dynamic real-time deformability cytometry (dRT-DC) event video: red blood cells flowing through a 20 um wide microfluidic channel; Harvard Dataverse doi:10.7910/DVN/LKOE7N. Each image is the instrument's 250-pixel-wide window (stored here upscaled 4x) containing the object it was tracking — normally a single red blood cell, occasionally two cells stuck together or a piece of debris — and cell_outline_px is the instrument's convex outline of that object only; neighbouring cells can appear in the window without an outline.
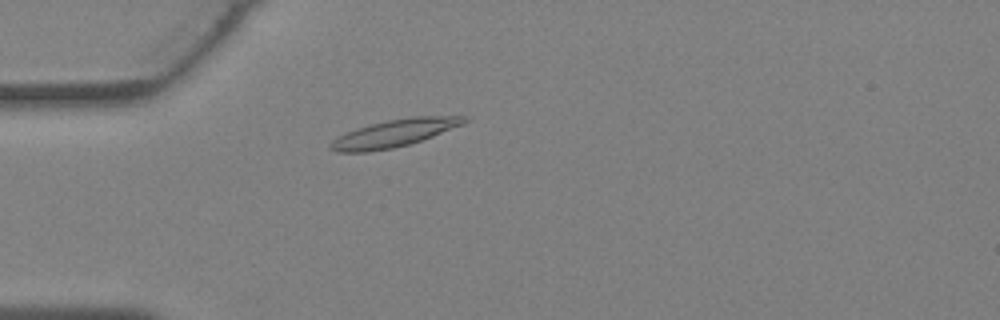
{"species": "Egyptian fruit bat (a non-hibernating species)", "species_latin": "Rousettus aegyptiacus", "temperature_condition": "warm", "stored_images_in_passage": 30, "camera_frame_rate_fps": 3000, "um_per_image_px": 0.085, "animal": {"sex": "female"}, "frame": {"image": 1, "passage_image": 3, "time_ms": 0.667, "image_size_px": [1000, 320], "cell_outline_px": [[468, 120], [464, 124], [432, 136], [408, 144], [392, 148], [368, 152], [336, 152], [328, 148], [328, 144], [336, 136], [356, 128], [368, 124], [388, 120], [412, 116], [468, 116]], "centroid_in_image_um": [33.46, 11.32], "position_along_channel_um": 51.5, "area_um2": 21.44}}
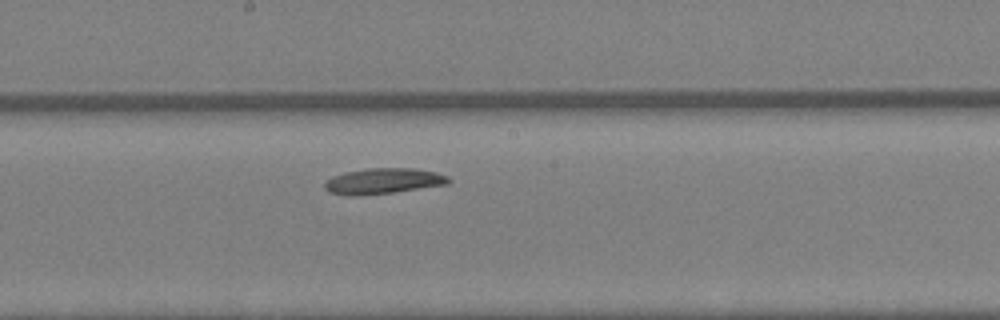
{"frame": {"image": 2, "passage_image": 13, "time_ms": 4.0, "image_size_px": [1000, 320], "cell_outline_px": [[452, 180], [448, 184], [392, 192], [356, 196], [348, 196], [328, 192], [324, 188], [324, 184], [332, 176], [344, 172], [368, 168], [416, 168], [436, 172], [448, 176]], "centroid_in_image_um": [32.56, 15.38], "position_along_channel_um": 215.6, "area_um2": 18.61}}
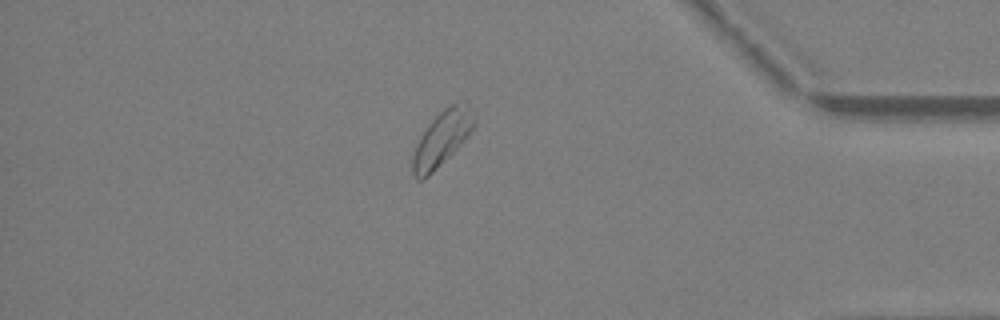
{"frame": {"image": 3, "passage_image": 25, "time_ms": 8.0, "image_size_px": [1000, 320], "cell_outline_px": [[476, 124], [472, 132], [424, 180], [416, 180], [412, 176], [412, 156], [416, 144], [424, 128], [444, 108], [452, 104], [464, 100], [468, 100], [476, 112]], "centroid_in_image_um": [37.61, 11.71], "position_along_channel_um": 397.6, "area_um2": 20.11}}